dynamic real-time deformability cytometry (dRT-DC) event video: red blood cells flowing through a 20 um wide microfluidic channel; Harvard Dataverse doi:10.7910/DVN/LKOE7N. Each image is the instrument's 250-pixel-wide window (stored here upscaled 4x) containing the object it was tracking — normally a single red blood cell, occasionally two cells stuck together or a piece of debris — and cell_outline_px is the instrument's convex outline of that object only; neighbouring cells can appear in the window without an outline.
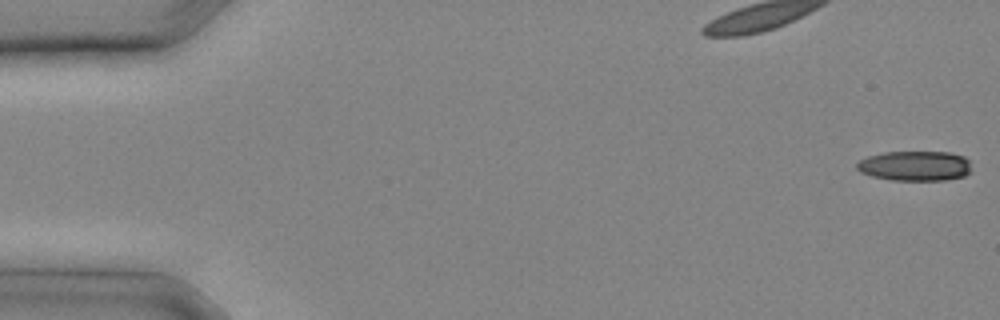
{"species": "common noctule bat (a hibernating species)", "species_latin": "Nyctalus noctula", "temperature_condition": "cold", "stored_images_in_passage": 10, "camera_frame_rate_fps": 3000, "um_per_image_px": 0.085, "animal": {"sex": "male", "body_mass_g": 20.4}, "frame": {"image": 1, "passage_image": 1, "time_ms": 0.0, "image_size_px": [1000, 320], "cell_outline_px": [[968, 172], [964, 176], [944, 180], [892, 180], [872, 176], [860, 172], [856, 168], [856, 164], [860, 160], [868, 156], [884, 152], [948, 152], [964, 156], [968, 160]], "centroid_in_image_um": [77.73, 14.1], "position_along_channel_um": 7.3, "area_um2": 19.83}}
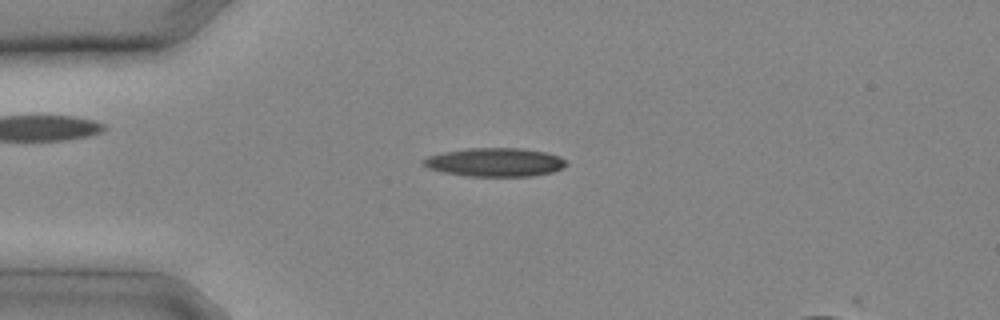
{"frame": {"image": 2, "passage_image": 7, "time_ms": 2.0, "image_size_px": [1000, 320], "cell_outline_px": [[568, 164], [564, 168], [552, 172], [532, 176], [464, 176], [444, 172], [428, 168], [420, 164], [420, 160], [428, 156], [444, 152], [468, 148], [524, 148], [544, 152], [560, 156]], "centroid_in_image_um": [42.06, 13.79], "position_along_channel_um": 42.9, "area_um2": 23.99}}